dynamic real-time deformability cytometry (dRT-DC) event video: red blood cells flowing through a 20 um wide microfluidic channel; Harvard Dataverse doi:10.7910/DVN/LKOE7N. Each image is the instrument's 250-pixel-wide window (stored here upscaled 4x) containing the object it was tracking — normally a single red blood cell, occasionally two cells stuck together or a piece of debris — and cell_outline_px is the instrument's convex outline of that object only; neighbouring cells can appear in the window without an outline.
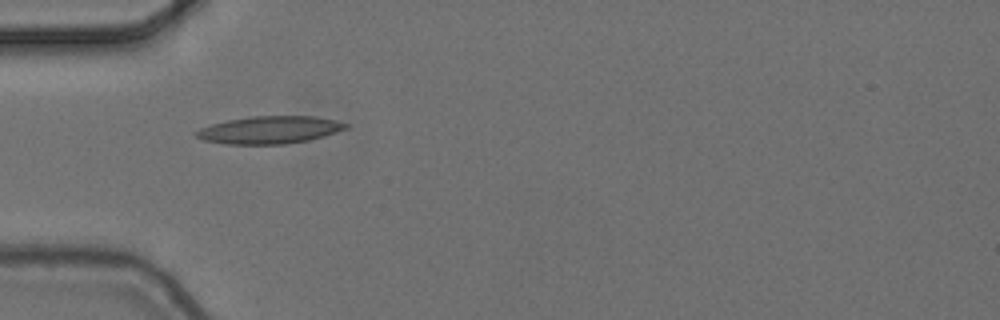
{"species": "common noctule bat (a hibernating species)", "species_latin": "Nyctalus noctula", "temperature_condition": "cold", "stored_images_in_passage": 2, "camera_frame_rate_fps": 3000, "um_per_image_px": 0.085, "animal": {"sex": "female", "body_mass_g": 24.6, "forearm_length_mm": 56.2}, "frame": {"image": 1, "passage_image": 1, "time_ms": 0.0, "image_size_px": [1000, 320], "cell_outline_px": [[348, 128], [324, 136], [308, 140], [284, 144], [224, 144], [204, 140], [196, 136], [192, 132], [200, 128], [212, 124], [228, 120], [248, 116], [316, 116], [348, 124]], "centroid_in_image_um": [22.88, 11.04], "position_along_channel_um": 62.1, "area_um2": 23.93}}
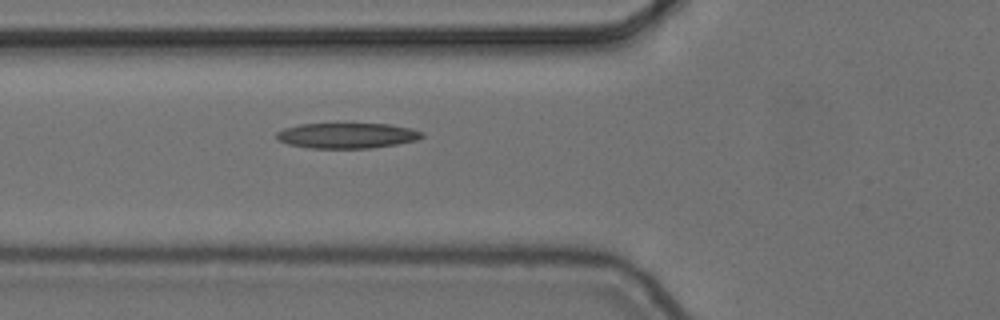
{"frame": {"image": 2, "passage_image": 2, "time_ms": 0.333, "image_size_px": [1000, 320], "cell_outline_px": [[424, 136], [416, 140], [396, 144], [372, 148], [308, 148], [288, 144], [276, 140], [276, 132], [284, 128], [300, 124], [388, 124], [412, 128], [424, 132]], "centroid_in_image_um": [29.48, 11.52], "position_along_channel_um": 96.3, "area_um2": 21.62}}